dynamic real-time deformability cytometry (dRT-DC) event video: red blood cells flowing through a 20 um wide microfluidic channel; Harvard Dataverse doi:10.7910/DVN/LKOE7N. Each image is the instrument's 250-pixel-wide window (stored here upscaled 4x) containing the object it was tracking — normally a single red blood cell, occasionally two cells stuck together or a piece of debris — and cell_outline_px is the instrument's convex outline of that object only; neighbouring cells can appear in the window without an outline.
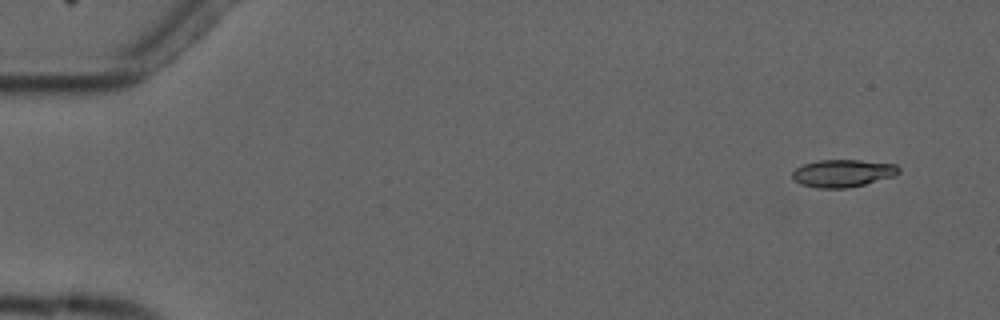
{"species": "common noctule bat (a hibernating species)", "species_latin": "Nyctalus noctula", "temperature_condition": "cold", "stored_images_in_passage": 6, "camera_frame_rate_fps": 3000, "um_per_image_px": 0.085, "animal": {"sex": "male", "forearm_length_mm": 52.5}, "frame": {"image": 1, "passage_image": 2, "time_ms": 1.0, "image_size_px": [1000, 320], "cell_outline_px": [[900, 172], [896, 176], [848, 188], [816, 188], [800, 184], [792, 176], [792, 172], [796, 168], [804, 164], [820, 160], [860, 160], [896, 164], [900, 168]], "centroid_in_image_um": [71.67, 14.72], "position_along_channel_um": 13.3, "area_um2": 17.11}}
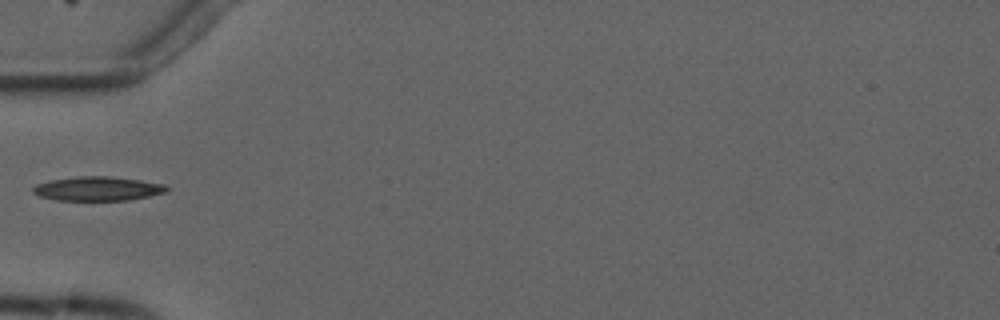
{"frame": {"image": 2, "passage_image": 6, "time_ms": 6.0, "image_size_px": [1000, 320], "cell_outline_px": [[168, 188], [164, 192], [148, 196], [128, 200], [56, 200], [40, 196], [32, 192], [32, 188], [36, 184], [48, 180], [76, 176], [112, 176], [140, 180], [164, 184]], "centroid_in_image_um": [8.25, 16.02], "position_along_channel_um": 76.8, "area_um2": 18.79}}